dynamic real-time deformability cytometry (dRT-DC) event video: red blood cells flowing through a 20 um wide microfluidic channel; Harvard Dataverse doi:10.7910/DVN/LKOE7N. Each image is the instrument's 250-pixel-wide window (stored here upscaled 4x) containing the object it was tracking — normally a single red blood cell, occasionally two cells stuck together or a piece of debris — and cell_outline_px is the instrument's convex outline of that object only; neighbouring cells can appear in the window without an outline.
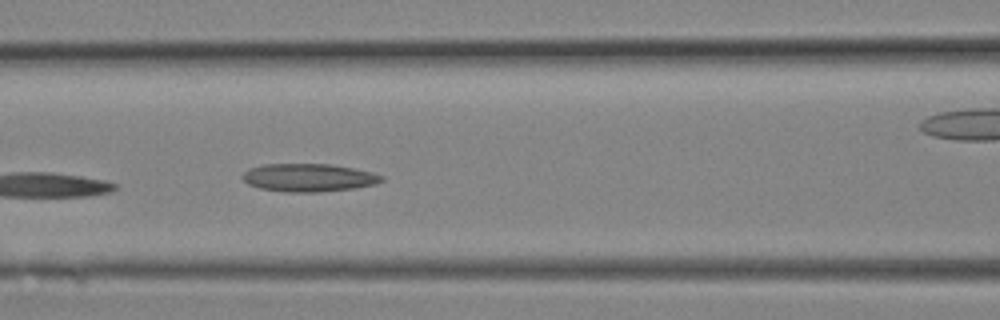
{"species": "Egyptian fruit bat (a non-hibernating species)", "species_latin": "Rousettus aegyptiacus", "temperature_condition": "room temperature", "stored_images_in_passage": 8, "segment_of_instrument_passage": [1, 2], "camera_frame_rate_fps": 3000, "um_per_image_px": 0.085, "animal": {"sex": "female"}, "frame": {"image": 1, "passage_image": 7, "time_ms": 2.0, "image_size_px": [1000, 320], "cell_outline_px": [[384, 180], [376, 184], [356, 188], [316, 192], [284, 192], [260, 188], [248, 184], [240, 176], [248, 168], [264, 164], [332, 164], [372, 172], [384, 176]], "centroid_in_image_um": [26.23, 15.1], "position_along_channel_um": 140.4, "area_um2": 22.83}}